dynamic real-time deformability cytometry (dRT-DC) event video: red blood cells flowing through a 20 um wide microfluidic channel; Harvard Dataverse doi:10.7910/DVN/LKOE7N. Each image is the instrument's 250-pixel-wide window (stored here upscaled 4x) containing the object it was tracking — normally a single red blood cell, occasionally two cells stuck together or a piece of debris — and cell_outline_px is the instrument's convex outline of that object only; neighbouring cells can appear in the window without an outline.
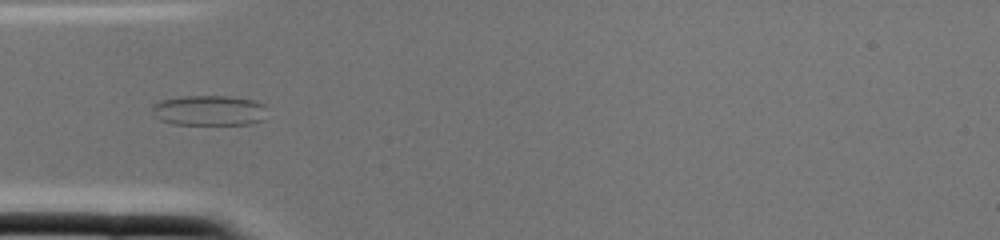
{"species": "common noctule bat (a hibernating species)", "species_latin": "Nyctalus noctula", "temperature_condition": "cold", "stored_images_in_passage": 2, "camera_frame_rate_fps": 3000, "um_per_image_px": 0.085, "animal": {"sex": "female", "body_mass_g": 22.0, "forearm_length_mm": 56.7}, "frame": {"image": 1, "passage_image": 2, "time_ms": 0.333, "image_size_px": [1000, 240], "cell_outline_px": [[264, 120], [252, 124], [172, 124], [160, 120], [156, 116], [152, 108], [152, 104], [160, 100], [180, 96], [228, 96], [252, 100], [264, 104]], "centroid_in_image_um": [17.75, 9.39], "position_along_channel_um": 67.2, "area_um2": 20.29}}